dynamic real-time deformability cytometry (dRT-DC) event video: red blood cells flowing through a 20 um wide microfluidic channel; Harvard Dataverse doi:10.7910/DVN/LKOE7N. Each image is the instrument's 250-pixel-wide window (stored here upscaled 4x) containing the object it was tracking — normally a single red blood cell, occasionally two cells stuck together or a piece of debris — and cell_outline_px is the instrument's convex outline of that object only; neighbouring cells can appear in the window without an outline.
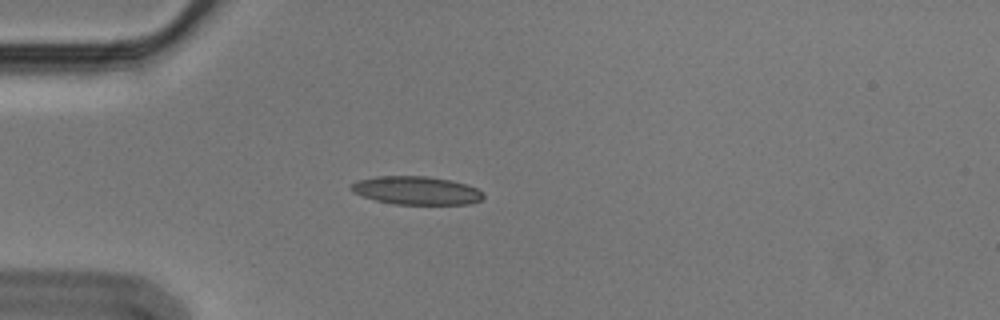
{"species": "Egyptian fruit bat (a non-hibernating species)", "species_latin": "Rousettus aegyptiacus", "temperature_condition": "cold", "stored_images_in_passage": 38, "camera_frame_rate_fps": 3000, "um_per_image_px": 0.085, "animal": {"sex": "male"}, "frame": {"image": 1, "passage_image": 1, "time_ms": 0.0, "image_size_px": [1000, 320], "cell_outline_px": [[484, 196], [480, 200], [468, 204], [392, 204], [376, 200], [352, 192], [352, 184], [360, 180], [376, 176], [428, 176], [452, 180], [476, 188], [484, 192]], "centroid_in_image_um": [35.42, 16.19], "position_along_channel_um": 49.6, "area_um2": 21.62}}
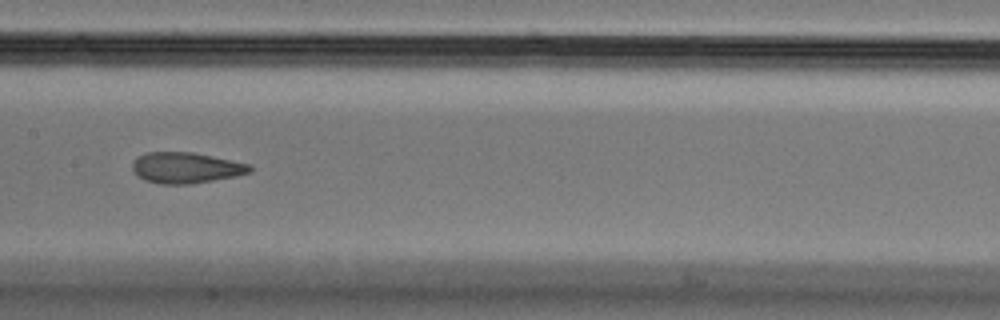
{"frame": {"image": 2, "passage_image": 14, "time_ms": 4.333, "image_size_px": [1000, 320], "cell_outline_px": [[252, 172], [236, 176], [188, 184], [160, 184], [144, 180], [132, 168], [132, 164], [140, 156], [148, 152], [192, 152], [252, 164]], "centroid_in_image_um": [15.86, 14.26], "position_along_channel_um": 191.5, "area_um2": 20.92}}
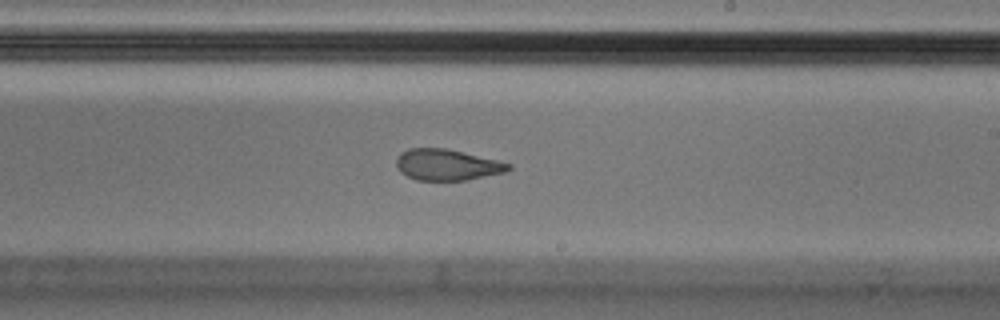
{"frame": {"image": 3, "passage_image": 19, "time_ms": 6.0, "image_size_px": [1000, 320], "cell_outline_px": [[512, 168], [504, 172], [464, 180], [416, 180], [400, 172], [396, 164], [396, 160], [400, 152], [408, 148], [444, 148], [496, 160], [512, 164]], "centroid_in_image_um": [37.95, 14.0], "position_along_channel_um": 251.0, "area_um2": 20.06}, "authors_computed_cell_mechanics": {"area_um2": 21.386, "velocity_mm_per_s": 3.5728, "shape_relaxation_time_tau1_ms": 7.6051, "shape_relaxation_time_tau2_ms": 1.3417, "deformation_change_tau1": 0.2041, "deformation_change_tau2": 0.0683}}